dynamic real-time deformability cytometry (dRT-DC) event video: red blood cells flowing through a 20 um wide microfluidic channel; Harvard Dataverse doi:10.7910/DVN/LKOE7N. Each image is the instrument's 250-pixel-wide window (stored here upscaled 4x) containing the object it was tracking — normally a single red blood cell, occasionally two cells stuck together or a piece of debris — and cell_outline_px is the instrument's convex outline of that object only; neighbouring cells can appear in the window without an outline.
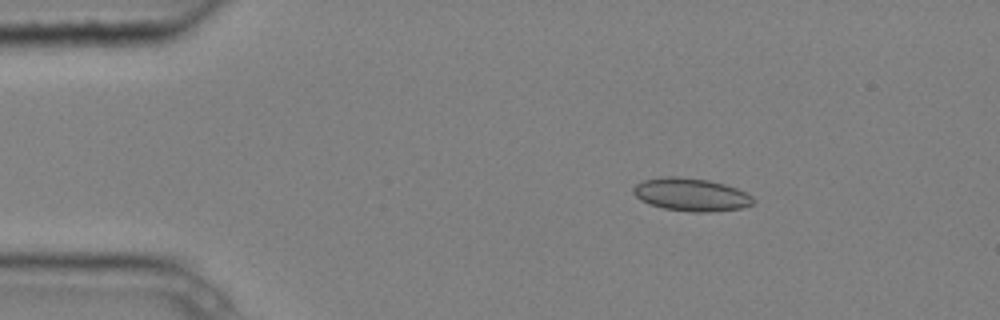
{"species": "common noctule bat (a hibernating species)", "species_latin": "Nyctalus noctula", "temperature_condition": "cold", "stored_images_in_passage": 3, "camera_frame_rate_fps": 3000, "um_per_image_px": 0.085, "animal": {"sex": "male", "body_mass_g": 20.4}, "frame": {"image": 1, "passage_image": 1, "time_ms": 0.0, "image_size_px": [1000, 320], "cell_outline_px": [[756, 200], [752, 204], [740, 208], [708, 212], [692, 212], [664, 208], [648, 204], [640, 200], [632, 192], [632, 188], [636, 184], [644, 180], [668, 176], [676, 176], [708, 180], [724, 184], [748, 192]], "centroid_in_image_um": [58.74, 16.54], "position_along_channel_um": 26.3, "area_um2": 23.0}}